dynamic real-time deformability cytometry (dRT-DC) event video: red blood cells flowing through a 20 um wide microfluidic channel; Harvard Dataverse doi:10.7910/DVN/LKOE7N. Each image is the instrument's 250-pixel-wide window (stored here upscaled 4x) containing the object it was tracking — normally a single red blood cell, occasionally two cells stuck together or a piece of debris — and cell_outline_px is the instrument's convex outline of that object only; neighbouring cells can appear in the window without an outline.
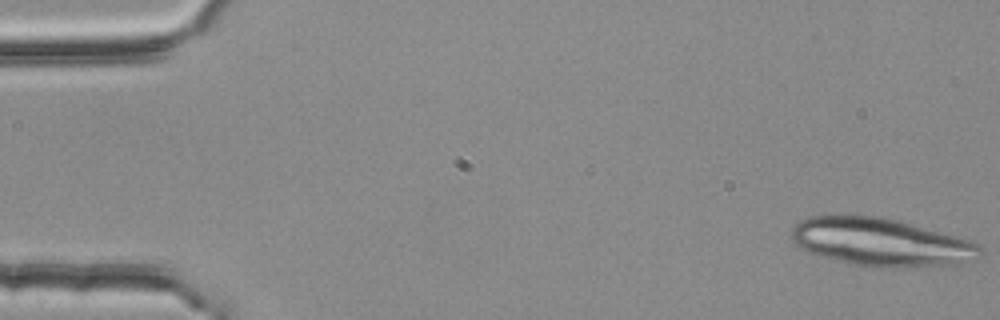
{"species": "common noctule bat (a hibernating species)", "species_latin": "Nyctalus noctula", "temperature_condition": "room temperature", "stored_images_in_passage": 30, "segment_of_instrument_passage": [1, 2], "camera_frame_rate_fps": 3000, "um_per_image_px": 0.085, "animal": {"sex": "female", "body_mass_g": 25.1}, "frame": {"image": 1, "passage_image": 1, "time_ms": 0.0, "image_size_px": [1000, 320], "cell_outline_px": [[984, 252], [976, 260], [960, 264], [880, 268], [856, 264], [820, 256], [808, 252], [796, 244], [792, 240], [792, 228], [800, 220], [808, 216], [840, 212], [880, 216], [900, 220], [968, 240], [976, 244]], "centroid_in_image_um": [74.83, 20.54], "position_along_channel_um": 10.2, "area_um2": 53.41}}